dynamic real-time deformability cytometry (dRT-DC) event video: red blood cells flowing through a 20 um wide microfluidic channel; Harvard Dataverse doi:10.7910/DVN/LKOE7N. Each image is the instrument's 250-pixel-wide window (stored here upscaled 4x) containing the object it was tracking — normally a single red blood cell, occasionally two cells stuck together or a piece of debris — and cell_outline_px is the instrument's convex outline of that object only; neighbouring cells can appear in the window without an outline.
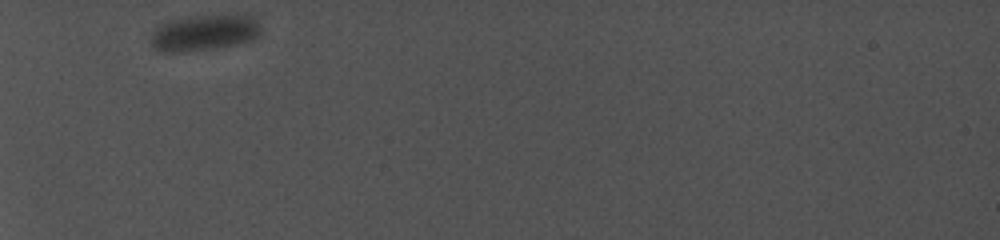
{"species": "common noctule bat (a hibernating species)", "species_latin": "Nyctalus noctula", "temperature_condition": "cold", "stored_images_in_passage": 23, "camera_frame_rate_fps": 5000, "um_per_image_px": 0.085, "animal": {"sex": "female", "body_mass_g": 19.0, "forearm_length_mm": 56.7}, "frame": {"image": 1, "passage_image": 1, "time_ms": 0.0, "image_size_px": [1000, 240], "cell_outline_px": [[260, 36], [248, 40], [216, 48], [184, 52], [160, 52], [152, 44], [152, 32], [160, 24], [168, 20], [184, 16], [236, 12], [248, 12], [260, 24]], "centroid_in_image_um": [17.41, 2.71], "position_along_channel_um": 67.6, "area_um2": 23.99}}
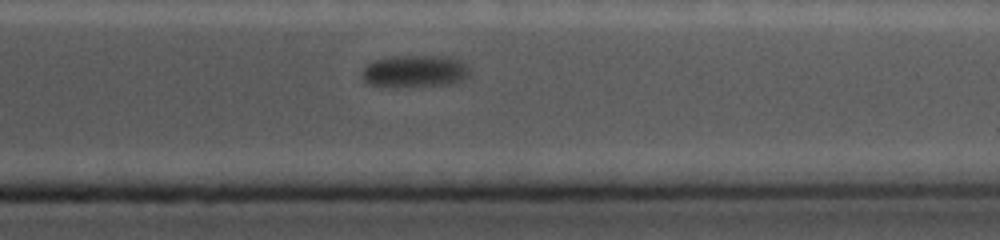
{"frame": {"image": 2, "passage_image": 20, "time_ms": 9.4, "image_size_px": [1000, 240], "cell_outline_px": [[468, 76], [452, 84], [400, 88], [368, 84], [360, 76], [364, 68], [368, 64], [376, 60], [400, 56], [452, 56], [464, 60], [468, 68]], "centroid_in_image_um": [35.29, 6.07], "position_along_channel_um": 376.1, "area_um2": 20.52}}
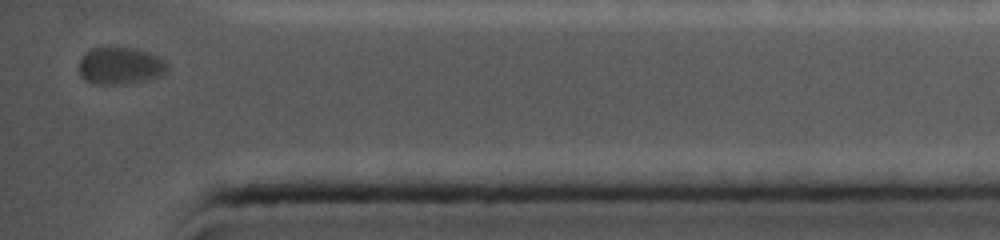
{"frame": {"image": 3, "passage_image": 23, "time_ms": 10.8, "image_size_px": [1000, 240], "cell_outline_px": [[168, 68], [160, 76], [148, 80], [124, 84], [96, 84], [84, 80], [80, 76], [80, 60], [84, 52], [92, 48], [136, 48], [152, 52], [164, 60], [168, 64]], "centroid_in_image_um": [10.24, 5.59], "position_along_channel_um": 425.0, "area_um2": 19.31}, "authors_computed_cell_mechanics": {"area_um2": 23.698, "velocity_mm_per_s": 3.5492, "shape_relaxation_time_tau1_ms": 0.7685, "shape_relaxation_time_tau2_ms": null, "deformation_change_tau1": 0.0302, "deformation_change_tau2": null}}